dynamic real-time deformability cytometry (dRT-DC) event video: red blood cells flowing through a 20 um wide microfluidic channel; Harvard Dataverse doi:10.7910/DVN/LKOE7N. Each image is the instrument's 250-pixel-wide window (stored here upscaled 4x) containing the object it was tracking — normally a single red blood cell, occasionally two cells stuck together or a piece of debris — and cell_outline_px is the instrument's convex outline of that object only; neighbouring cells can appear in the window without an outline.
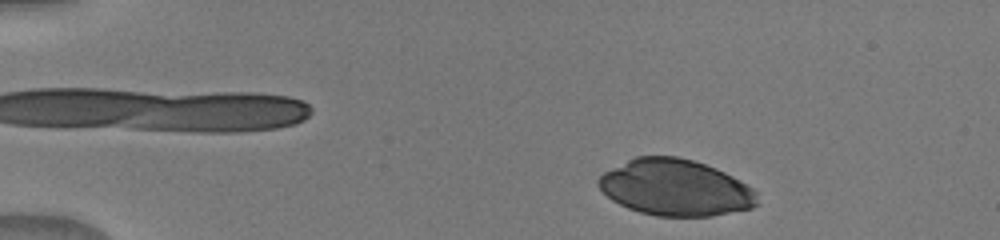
{"species": "human", "species_latin": "Homo sapiens", "temperature_condition": "warm", "stored_images_in_passage": 44, "camera_frame_rate_fps": 3000, "um_per_image_px": 0.085, "donor": {"sex": "male"}, "frame": {"image": 1, "passage_image": 2, "time_ms": 0.333, "image_size_px": [1000, 240], "cell_outline_px": [[760, 204], [752, 208], [712, 216], [656, 216], [640, 212], [628, 208], [612, 200], [596, 184], [596, 180], [604, 172], [636, 156], [676, 156], [692, 160], [716, 168], [732, 176], [752, 188], [756, 192]], "centroid_in_image_um": [57.42, 15.96], "position_along_channel_um": 27.6, "area_um2": 52.02}}
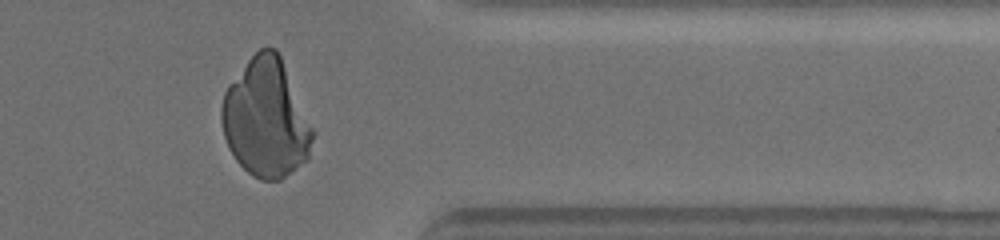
{"frame": {"image": 2, "passage_image": 36, "time_ms": 11.667, "image_size_px": [1000, 240], "cell_outline_px": [[316, 132], [308, 160], [280, 180], [260, 180], [252, 176], [236, 160], [228, 148], [224, 136], [220, 120], [220, 108], [224, 92], [228, 84], [248, 60], [260, 48], [268, 44], [276, 48], [280, 56]], "centroid_in_image_um": [22.61, 10.06], "position_along_channel_um": 388.8, "area_um2": 63.46}}